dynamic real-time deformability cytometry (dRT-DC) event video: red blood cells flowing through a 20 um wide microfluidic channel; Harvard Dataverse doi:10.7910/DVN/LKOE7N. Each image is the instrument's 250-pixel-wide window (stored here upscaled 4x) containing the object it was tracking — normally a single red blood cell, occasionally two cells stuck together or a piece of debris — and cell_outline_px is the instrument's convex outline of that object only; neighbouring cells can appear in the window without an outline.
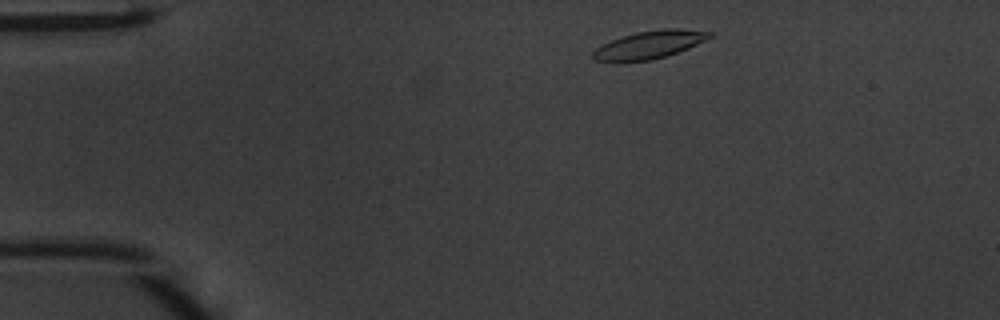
{"species": "common noctule bat (a hibernating species)", "species_latin": "Nyctalus noctula", "temperature_condition": "warm", "stored_images_in_passage": 39, "camera_frame_rate_fps": 3000, "um_per_image_px": 0.085, "animal": {"sex": "male", "body_mass_g": 20.1, "forearm_length_mm": 53.5}, "frame": {"image": 1, "passage_image": 1, "time_ms": 0.0, "image_size_px": [1000, 320], "cell_outline_px": [[700, 40], [684, 48], [660, 56], [644, 60], [608, 60], [608, 44], [616, 40], [628, 36], [644, 32], [696, 32]], "centroid_in_image_um": [55.23, 3.84], "position_along_channel_um": 29.8, "area_um2": 13.7}}
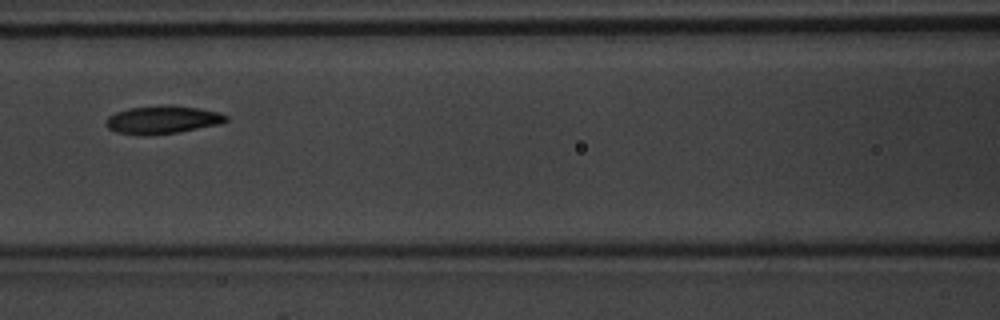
{"frame": {"image": 2, "passage_image": 14, "time_ms": 4.333, "image_size_px": [1000, 320], "cell_outline_px": [[224, 120], [208, 124], [172, 132], [124, 132], [112, 128], [108, 124], [108, 120], [112, 116], [124, 112], [140, 108], [188, 108], [208, 112], [224, 116]], "centroid_in_image_um": [13.75, 10.18], "position_along_channel_um": 152.9, "area_um2": 15.55}}
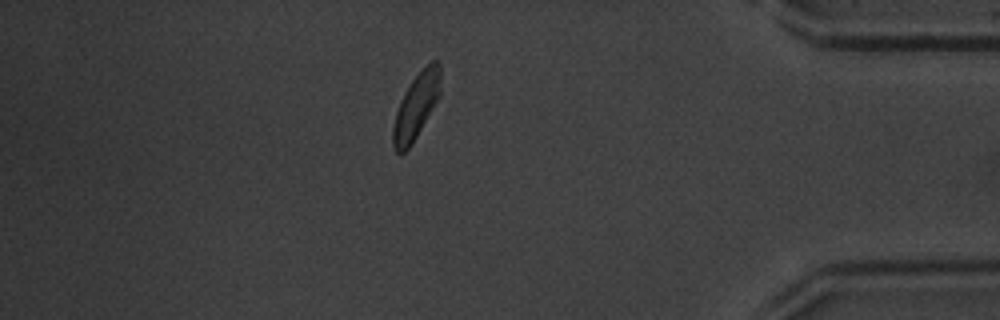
{"frame": {"image": 3, "passage_image": 34, "time_ms": 11.0, "image_size_px": [1000, 320], "cell_outline_px": [[432, 100], [412, 140], [400, 152], [396, 148], [396, 116], [412, 84], [416, 80], [432, 96]], "centroid_in_image_um": [34.97, 9.73], "position_along_channel_um": 400.2, "area_um2": 10.23}, "authors_computed_cell_mechanics": {"area_um2": 14.9702, "velocity_mm_per_s": 4.2103, "shape_relaxation_time_tau1_ms": 7.6198, "shape_relaxation_time_tau2_ms": 10.788, "deformation_change_tau1": 0.1634, "deformation_change_tau2": 0.1086}}